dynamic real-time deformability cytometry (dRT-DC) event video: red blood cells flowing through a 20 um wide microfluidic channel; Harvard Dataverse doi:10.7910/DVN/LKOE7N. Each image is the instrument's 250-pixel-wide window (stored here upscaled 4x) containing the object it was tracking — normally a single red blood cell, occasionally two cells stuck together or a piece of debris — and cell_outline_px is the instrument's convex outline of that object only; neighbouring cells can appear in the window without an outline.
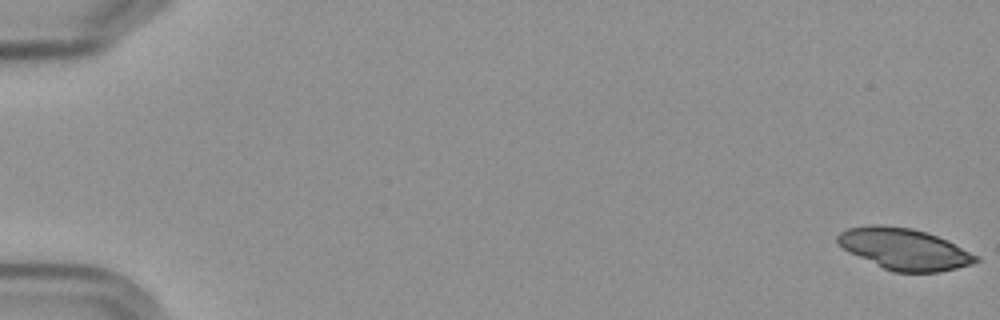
{"species": "Egyptian fruit bat (a non-hibernating species)", "species_latin": "Rousettus aegyptiacus", "temperature_condition": "cold", "stored_images_in_passage": 5, "camera_frame_rate_fps": 3000, "um_per_image_px": 0.085, "frame": {"image": 1, "passage_image": 1, "time_ms": 0.0, "image_size_px": [1000, 320], "cell_outline_px": [[980, 260], [972, 264], [940, 272], [892, 272], [848, 252], [836, 240], [836, 236], [840, 232], [848, 228], [868, 224], [880, 224], [912, 228], [948, 240], [980, 256]], "centroid_in_image_um": [76.87, 21.16], "position_along_channel_um": 8.1, "area_um2": 33.47}}
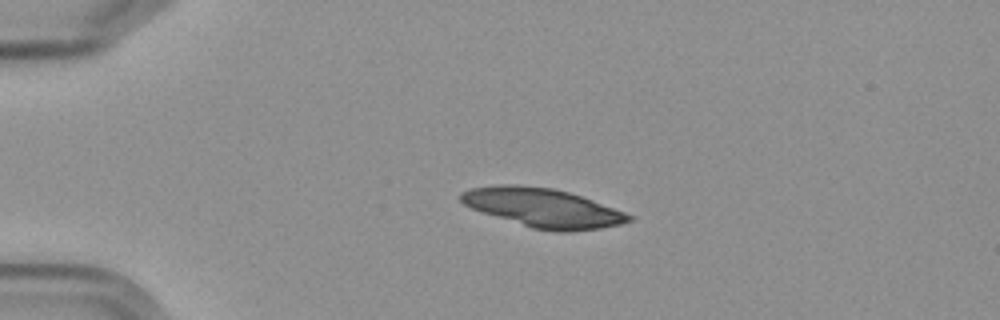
{"frame": {"image": 2, "passage_image": 4, "time_ms": 4.333, "image_size_px": [1000, 320], "cell_outline_px": [[632, 220], [620, 224], [600, 228], [572, 232], [560, 232], [532, 228], [472, 208], [464, 204], [460, 200], [460, 192], [472, 188], [500, 184], [516, 184], [552, 188], [568, 192], [592, 200], [624, 212], [632, 216]], "centroid_in_image_um": [46.14, 17.66], "position_along_channel_um": 38.9, "area_um2": 37.63}}